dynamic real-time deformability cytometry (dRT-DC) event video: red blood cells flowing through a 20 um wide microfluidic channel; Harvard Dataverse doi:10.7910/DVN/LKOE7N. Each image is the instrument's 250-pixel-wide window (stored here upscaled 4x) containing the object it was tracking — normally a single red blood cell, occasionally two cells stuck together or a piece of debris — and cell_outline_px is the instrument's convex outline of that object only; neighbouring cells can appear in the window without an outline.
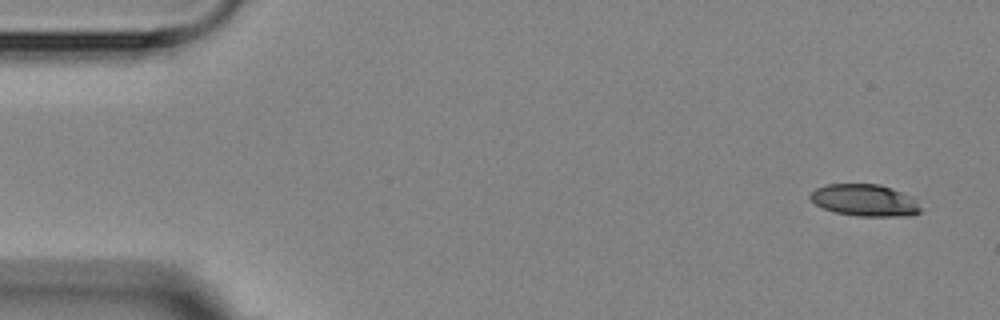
{"species": "Egyptian fruit bat (a non-hibernating species)", "species_latin": "Rousettus aegyptiacus", "temperature_condition": "room temperature", "stored_images_in_passage": 4, "camera_frame_rate_fps": 3000, "um_per_image_px": 0.085, "animal": {"sex": "female"}, "frame": {"image": 1, "passage_image": 1, "time_ms": 0.0, "image_size_px": [1000, 320], "cell_outline_px": [[920, 212], [912, 216], [856, 216], [836, 212], [824, 208], [816, 204], [808, 196], [816, 188], [828, 184], [880, 184], [892, 188], [916, 200], [920, 208]], "centroid_in_image_um": [73.5, 17.02], "position_along_channel_um": 11.5, "area_um2": 20.35}}